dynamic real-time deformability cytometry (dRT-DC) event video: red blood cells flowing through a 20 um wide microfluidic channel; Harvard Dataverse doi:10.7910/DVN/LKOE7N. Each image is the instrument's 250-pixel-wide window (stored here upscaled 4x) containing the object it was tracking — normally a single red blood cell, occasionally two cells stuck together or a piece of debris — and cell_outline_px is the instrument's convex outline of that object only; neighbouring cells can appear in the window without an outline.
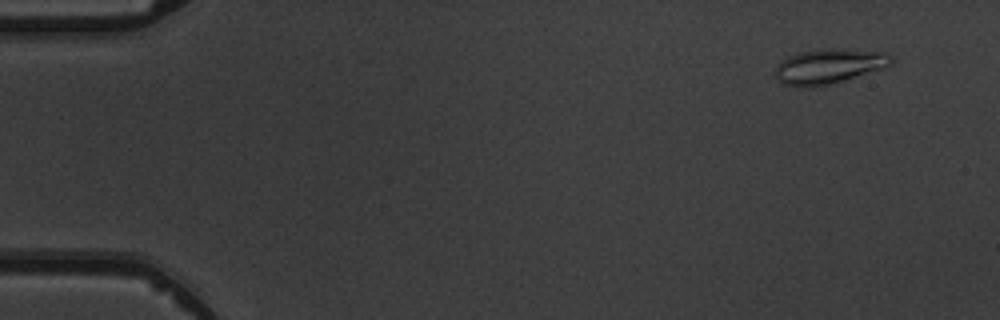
{"species": "common noctule bat (a hibernating species)", "species_latin": "Nyctalus noctula", "temperature_condition": "warm", "stored_images_in_passage": 6, "camera_frame_rate_fps": 3000, "um_per_image_px": 0.085, "animal": {"sex": "male", "body_mass_g": 19.5, "forearm_length_mm": 54.6}, "frame": {"image": 1, "passage_image": 1, "time_ms": 0.0, "image_size_px": [1000, 320], "cell_outline_px": [[892, 64], [832, 84], [784, 84], [776, 76], [776, 64], [780, 60], [788, 56], [800, 52], [828, 48], [832, 48], [888, 52], [892, 56]], "centroid_in_image_um": [70.49, 5.57], "position_along_channel_um": 14.5, "area_um2": 22.72}}
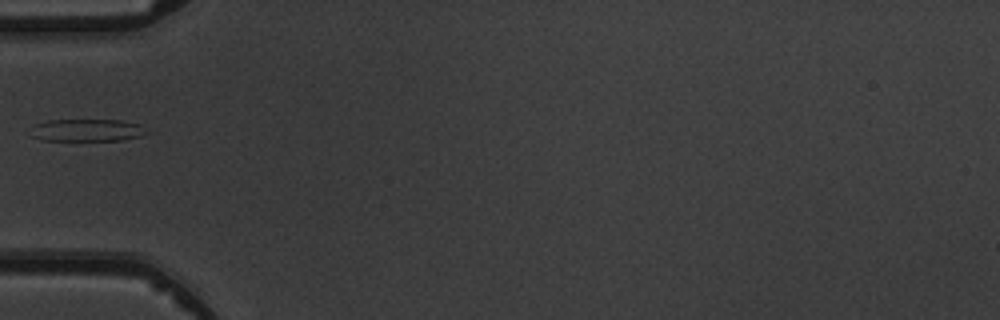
{"frame": {"image": 2, "passage_image": 5, "time_ms": 4.667, "image_size_px": [1000, 320], "cell_outline_px": [[148, 132], [140, 136], [120, 140], [40, 140], [32, 136], [36, 124], [48, 120], [124, 120], [140, 124]], "centroid_in_image_um": [7.45, 11.06], "position_along_channel_um": 77.6, "area_um2": 14.85}}
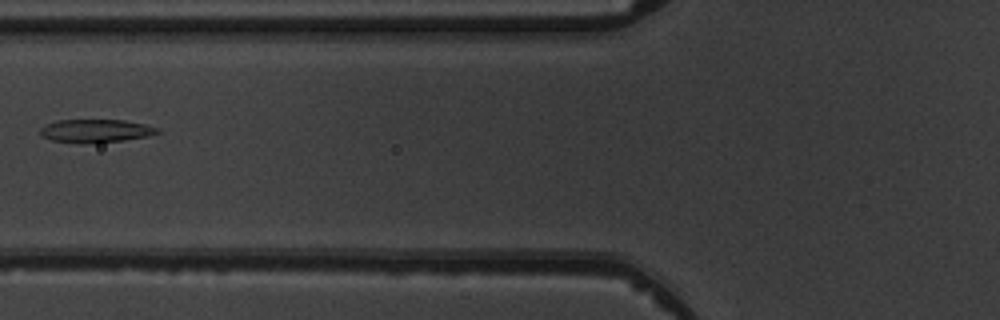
{"frame": {"image": 3, "passage_image": 6, "time_ms": 5.667, "image_size_px": [1000, 320], "cell_outline_px": [[160, 132], [148, 136], [120, 140], [84, 144], [80, 144], [52, 140], [44, 136], [40, 132], [40, 128], [44, 124], [56, 120], [124, 120], [144, 124], [160, 128]], "centroid_in_image_um": [8.11, 11.12], "position_along_channel_um": 117.7, "area_um2": 15.84}}